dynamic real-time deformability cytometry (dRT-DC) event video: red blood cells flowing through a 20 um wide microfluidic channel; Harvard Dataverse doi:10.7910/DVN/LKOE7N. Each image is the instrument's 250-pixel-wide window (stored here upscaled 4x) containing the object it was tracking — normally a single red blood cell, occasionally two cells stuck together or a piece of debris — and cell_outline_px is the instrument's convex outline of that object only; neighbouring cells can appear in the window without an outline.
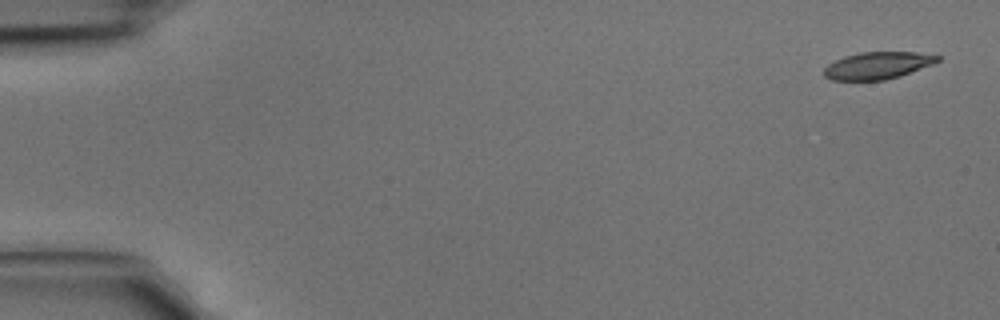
{"species": "common noctule bat (a hibernating species)", "species_latin": "Nyctalus noctula", "temperature_condition": "cold", "stored_images_in_passage": 5, "camera_frame_rate_fps": 3000, "um_per_image_px": 0.085, "animal": {"sex": "male", "body_mass_g": 15.6}, "frame": {"image": 1, "passage_image": 1, "time_ms": 0.0, "image_size_px": [1000, 320], "cell_outline_px": [[940, 60], [932, 64], [900, 76], [884, 80], [832, 80], [824, 76], [824, 68], [828, 64], [844, 56], [860, 52], [916, 52], [940, 56]], "centroid_in_image_um": [74.58, 5.56], "position_along_channel_um": 10.4, "area_um2": 17.86}}
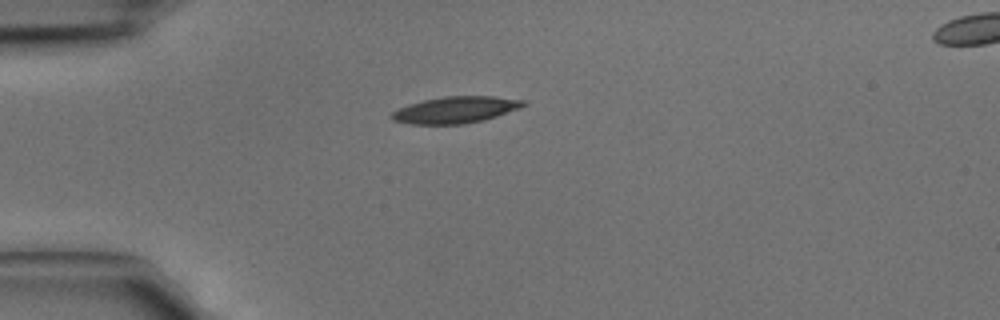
{"frame": {"image": 2, "passage_image": 3, "time_ms": 0.667, "image_size_px": [1000, 320], "cell_outline_px": [[528, 104], [520, 108], [484, 120], [464, 124], [412, 124], [392, 120], [388, 116], [392, 112], [408, 104], [424, 100], [444, 96], [492, 96], [528, 100]], "centroid_in_image_um": [38.74, 9.33], "position_along_channel_um": 46.3, "area_um2": 20.52}}